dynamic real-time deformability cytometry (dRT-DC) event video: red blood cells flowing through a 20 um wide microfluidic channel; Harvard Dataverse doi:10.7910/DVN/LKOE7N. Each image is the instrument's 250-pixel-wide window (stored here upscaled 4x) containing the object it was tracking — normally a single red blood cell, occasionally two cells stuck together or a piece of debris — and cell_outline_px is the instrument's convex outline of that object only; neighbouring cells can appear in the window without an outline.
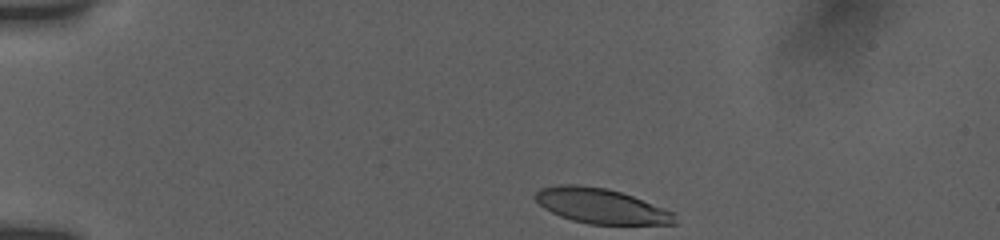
{"species": "human", "species_latin": "Homo sapiens", "temperature_condition": "room temperature", "stored_images_in_passage": 39, "camera_frame_rate_fps": 3000, "um_per_image_px": 0.085, "donor": {"sex": "female"}, "frame": {"image": 1, "passage_image": 1, "time_ms": 0.0, "image_size_px": [1000, 240], "cell_outline_px": [[676, 224], [588, 224], [572, 220], [560, 216], [544, 208], [532, 196], [540, 188], [560, 184], [580, 184], [608, 188], [632, 196], [676, 212]], "centroid_in_image_um": [51.09, 17.5], "position_along_channel_um": 33.9, "area_um2": 28.67}}
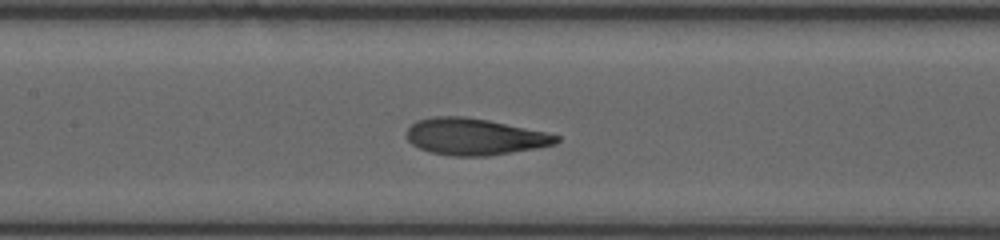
{"frame": {"image": 2, "passage_image": 17, "time_ms": 5.333, "image_size_px": [1000, 240], "cell_outline_px": [[560, 140], [556, 144], [536, 148], [488, 156], [452, 156], [432, 152], [420, 148], [412, 144], [408, 140], [408, 128], [416, 120], [432, 116], [464, 116], [488, 120], [544, 132], [560, 136]], "centroid_in_image_um": [40.33, 11.61], "position_along_channel_um": 167.1, "area_um2": 31.73}}
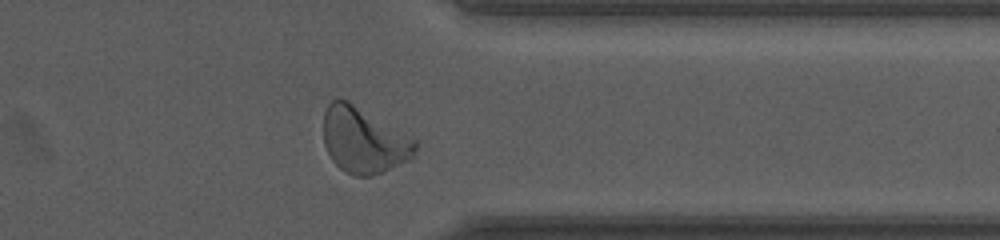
{"frame": {"image": 3, "passage_image": 34, "time_ms": 11.0, "image_size_px": [1000, 240], "cell_outline_px": [[416, 156], [408, 160], [380, 172], [368, 176], [352, 176], [344, 172], [332, 160], [324, 144], [324, 112], [328, 104], [332, 100], [340, 96], [348, 100], [416, 140]], "centroid_in_image_um": [30.89, 11.91], "position_along_channel_um": 380.5, "area_um2": 35.03}, "authors_computed_cell_mechanics": {"area_um2": 32.368, "velocity_mm_per_s": 3.8203, "shape_relaxation_time_tau1_ms": 3.986, "shape_relaxation_time_tau2_ms": 0.9823, "deformation_change_tau1": 0.1742, "deformation_change_tau2": 0.0757}}